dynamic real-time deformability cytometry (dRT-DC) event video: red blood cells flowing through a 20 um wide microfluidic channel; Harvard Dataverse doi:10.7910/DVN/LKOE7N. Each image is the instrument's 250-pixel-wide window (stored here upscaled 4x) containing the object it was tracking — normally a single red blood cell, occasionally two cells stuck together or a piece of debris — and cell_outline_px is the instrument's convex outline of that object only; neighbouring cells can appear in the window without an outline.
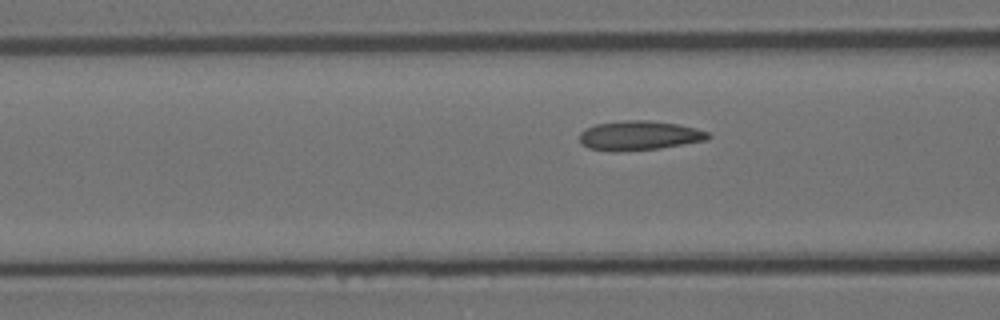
{"species": "Egyptian fruit bat (a non-hibernating species)", "species_latin": "Rousettus aegyptiacus", "temperature_condition": "room temperature", "stored_images_in_passage": 9, "camera_frame_rate_fps": 3000, "um_per_image_px": 0.085, "animal": {"sex": "female"}, "frame": {"image": 1, "passage_image": 3, "time_ms": 0.667, "image_size_px": [1000, 320], "cell_outline_px": [[712, 136], [708, 140], [660, 148], [616, 152], [612, 152], [588, 148], [580, 144], [580, 132], [584, 128], [596, 124], [624, 120], [648, 120], [676, 124], [696, 128], [708, 132]], "centroid_in_image_um": [54.31, 11.53], "position_along_channel_um": 112.3, "area_um2": 22.25}}
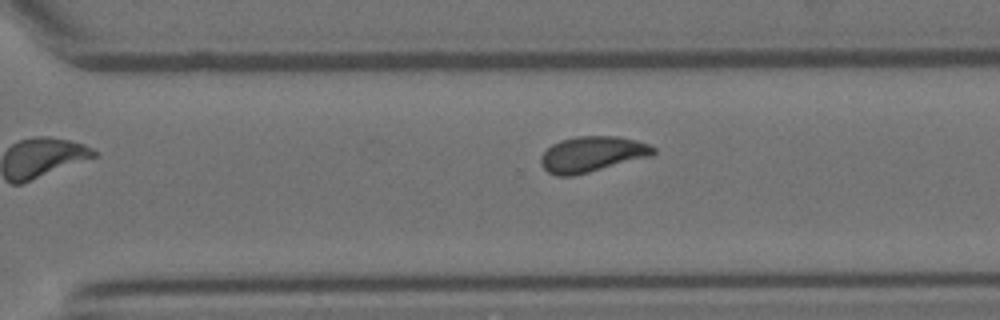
{"frame": {"image": 2, "passage_image": 9, "time_ms": 2.667, "image_size_px": [1000, 320], "cell_outline_px": [[656, 152], [652, 156], [572, 176], [556, 176], [548, 172], [540, 164], [540, 156], [552, 144], [560, 140], [576, 136], [616, 136], [636, 140], [648, 144], [656, 148]], "centroid_in_image_um": [50.32, 13.1], "position_along_channel_um": 320.3, "area_um2": 23.35}}